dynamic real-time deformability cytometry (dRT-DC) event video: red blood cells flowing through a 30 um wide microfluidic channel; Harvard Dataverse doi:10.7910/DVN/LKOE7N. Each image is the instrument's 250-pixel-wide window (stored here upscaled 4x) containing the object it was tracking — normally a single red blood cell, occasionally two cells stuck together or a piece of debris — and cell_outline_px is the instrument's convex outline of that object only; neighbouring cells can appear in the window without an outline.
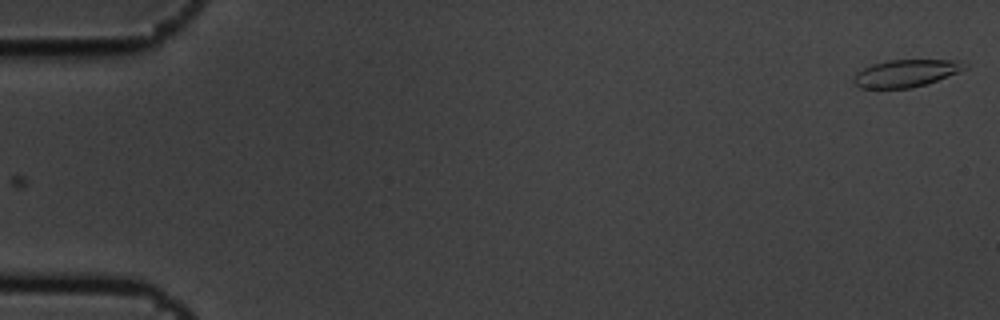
{"species": "common noctule bat (a hibernating species)", "species_latin": "Nyctalus noctula", "temperature_condition": "cold", "stored_images_in_passage": 2, "camera_frame_rate_fps": 3000, "um_per_image_px": 0.085, "animal": {"sex": "male", "body_mass_g": 19.5, "forearm_length_mm": 54.6}, "frame": {"image": 1, "passage_image": 2, "time_ms": 0.333, "image_size_px": [1000, 320], "cell_outline_px": [[968, 68], [936, 80], [912, 88], [860, 88], [852, 80], [852, 76], [856, 72], [872, 64], [888, 60], [956, 60], [968, 64]], "centroid_in_image_um": [76.97, 6.22], "position_along_channel_um": 8.0, "area_um2": 17.57}}